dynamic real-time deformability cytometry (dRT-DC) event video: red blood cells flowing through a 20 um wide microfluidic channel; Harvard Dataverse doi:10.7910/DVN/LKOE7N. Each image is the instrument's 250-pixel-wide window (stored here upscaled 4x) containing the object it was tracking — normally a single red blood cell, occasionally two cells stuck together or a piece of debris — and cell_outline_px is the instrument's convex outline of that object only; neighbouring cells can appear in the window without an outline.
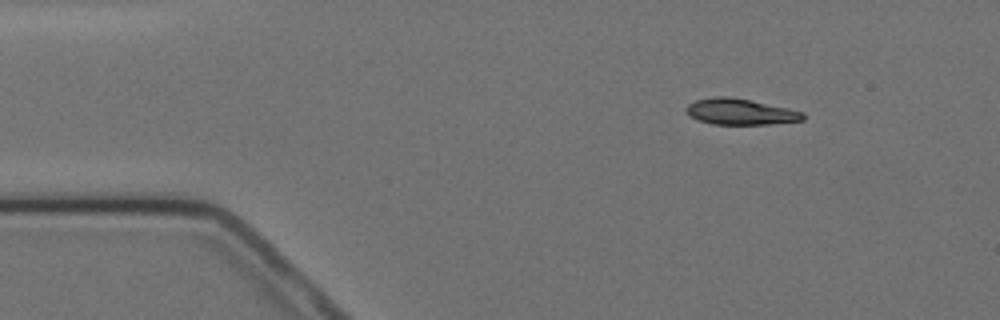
{"species": "Egyptian fruit bat (a non-hibernating species)", "species_latin": "Rousettus aegyptiacus", "temperature_condition": "cold", "stored_images_in_passage": 4, "camera_frame_rate_fps": 3000, "um_per_image_px": 0.085, "animal": {"sex": "female"}, "frame": {"image": 1, "passage_image": 1, "time_ms": 0.0, "image_size_px": [1000, 320], "cell_outline_px": [[804, 120], [768, 124], [712, 124], [696, 120], [684, 108], [688, 104], [696, 100], [716, 96], [728, 96], [788, 108], [804, 112]], "centroid_in_image_um": [62.91, 9.5], "position_along_channel_um": 22.1, "area_um2": 17.51}}